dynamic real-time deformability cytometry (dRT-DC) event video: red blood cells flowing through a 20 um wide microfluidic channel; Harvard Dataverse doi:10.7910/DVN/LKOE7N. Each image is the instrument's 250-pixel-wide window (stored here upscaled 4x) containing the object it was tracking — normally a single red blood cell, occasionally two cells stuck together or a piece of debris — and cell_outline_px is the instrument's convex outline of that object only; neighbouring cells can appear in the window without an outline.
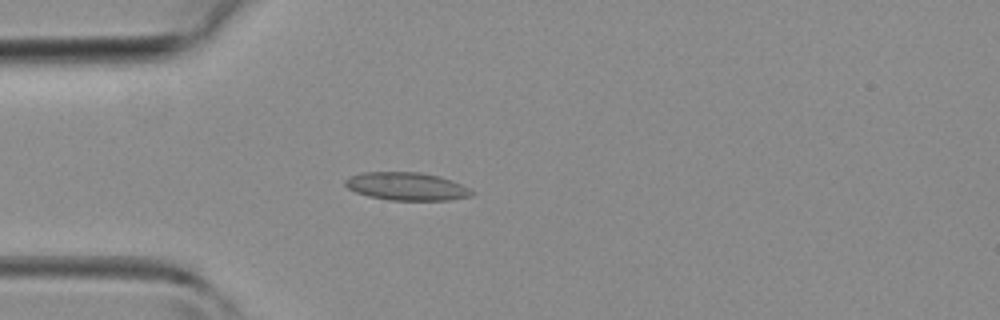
{"species": "common noctule bat (a hibernating species)", "species_latin": "Nyctalus noctula", "temperature_condition": "room temperature", "stored_images_in_passage": 29, "camera_frame_rate_fps": 3000, "um_per_image_px": 0.085, "animal": {"sex": "female", "body_mass_g": 19.3, "forearm_length_mm": 54.1}, "frame": {"image": 1, "passage_image": 5, "time_ms": 1.333, "image_size_px": [1000, 320], "cell_outline_px": [[476, 192], [472, 196], [448, 200], [388, 200], [368, 196], [356, 192], [348, 188], [344, 184], [344, 180], [360, 172], [420, 172], [440, 176], [460, 184]], "centroid_in_image_um": [34.56, 15.84], "position_along_channel_um": 50.4, "area_um2": 20.63}}
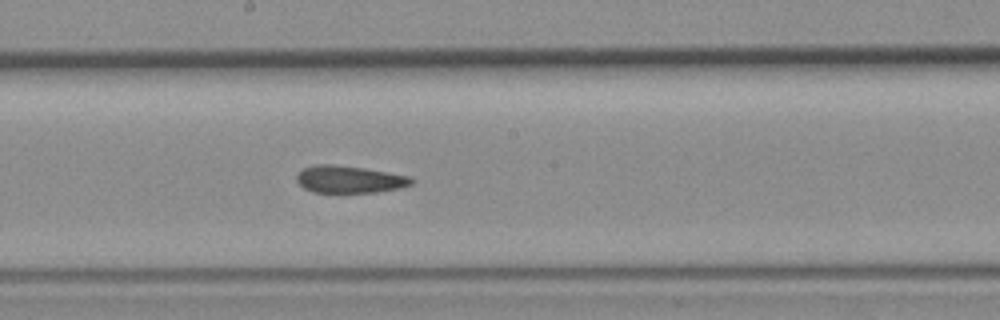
{"frame": {"image": 2, "passage_image": 16, "time_ms": 5.0, "image_size_px": [1000, 320], "cell_outline_px": [[416, 180], [412, 184], [400, 188], [376, 192], [312, 192], [304, 188], [296, 180], [296, 176], [304, 168], [316, 164], [332, 164], [360, 168], [412, 176]], "centroid_in_image_um": [29.73, 15.25], "position_along_channel_um": 218.5, "area_um2": 18.09}}
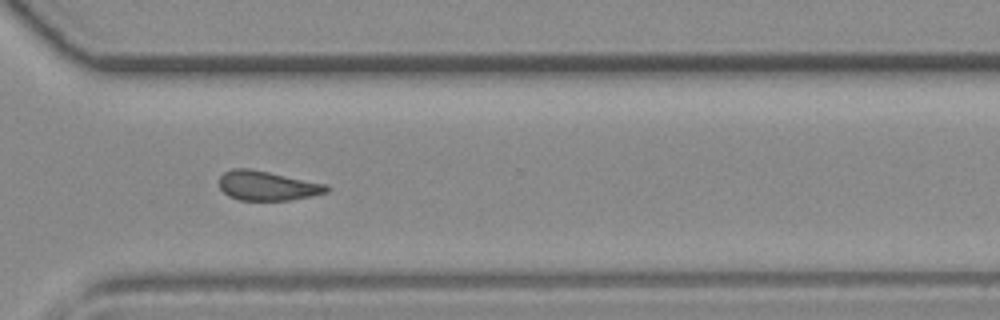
{"frame": {"image": 3, "passage_image": 24, "time_ms": 7.667, "image_size_px": [1000, 320], "cell_outline_px": [[332, 188], [328, 192], [312, 196], [288, 200], [240, 200], [228, 196], [220, 188], [220, 176], [224, 172], [232, 168], [248, 168], [328, 184]], "centroid_in_image_um": [22.75, 15.79], "position_along_channel_um": 347.9, "area_um2": 18.5}}